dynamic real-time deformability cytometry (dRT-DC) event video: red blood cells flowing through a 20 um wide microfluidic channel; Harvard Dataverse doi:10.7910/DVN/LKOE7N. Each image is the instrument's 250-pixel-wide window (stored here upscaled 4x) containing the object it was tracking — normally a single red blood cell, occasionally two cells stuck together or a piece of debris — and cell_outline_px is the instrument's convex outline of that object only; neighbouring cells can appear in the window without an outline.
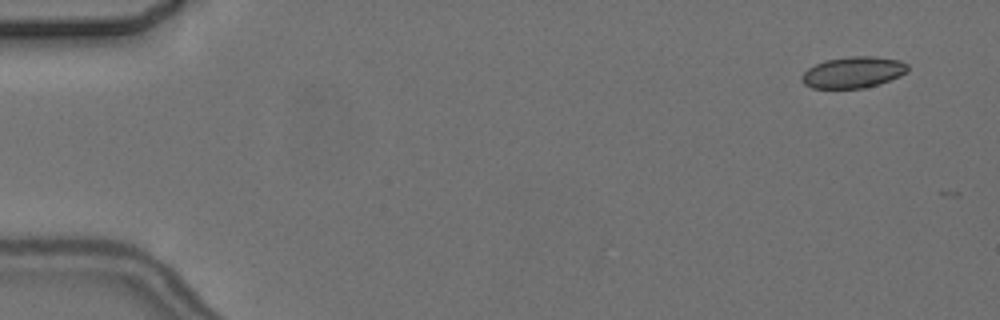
{"species": "common noctule bat (a hibernating species)", "species_latin": "Nyctalus noctula", "temperature_condition": "cold", "stored_images_in_passage": 4, "camera_frame_rate_fps": 3000, "um_per_image_px": 0.085, "animal": {"sex": "female", "body_mass_g": 24.6, "forearm_length_mm": 56.2}, "frame": {"image": 1, "passage_image": 1, "time_ms": 0.0, "image_size_px": [1000, 320], "cell_outline_px": [[908, 72], [900, 76], [864, 88], [812, 88], [804, 84], [800, 76], [808, 68], [824, 60], [848, 56], [872, 56], [900, 60], [908, 64]], "centroid_in_image_um": [72.51, 6.13], "position_along_channel_um": 12.5, "area_um2": 19.31}}